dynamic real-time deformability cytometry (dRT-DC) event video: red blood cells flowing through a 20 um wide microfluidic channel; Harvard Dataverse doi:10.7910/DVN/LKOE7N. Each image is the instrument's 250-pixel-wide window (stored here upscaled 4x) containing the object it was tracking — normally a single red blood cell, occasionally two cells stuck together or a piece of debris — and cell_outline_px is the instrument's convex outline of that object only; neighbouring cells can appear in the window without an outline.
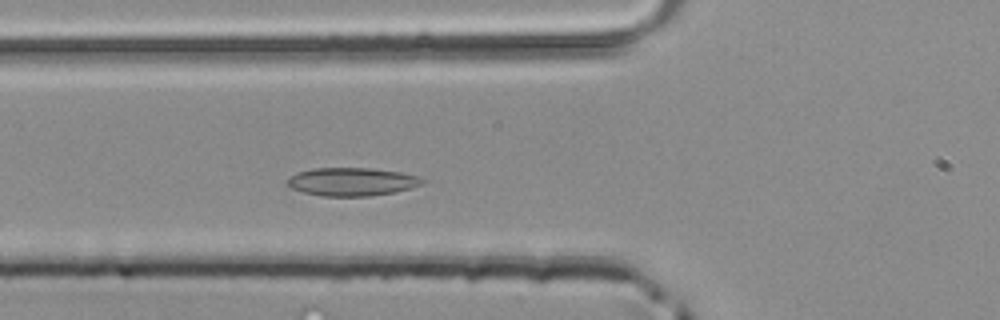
{"species": "common noctule bat (a hibernating species)", "species_latin": "Nyctalus noctula", "temperature_condition": "room temperature", "stored_images_in_passage": 26, "camera_frame_rate_fps": 3000, "um_per_image_px": 0.085, "animal": {"sex": "male", "body_mass_g": 20.4}, "frame": {"image": 1, "passage_image": 4, "time_ms": 1.0, "image_size_px": [1000, 320], "cell_outline_px": [[424, 180], [420, 184], [412, 188], [396, 192], [372, 196], [324, 196], [304, 192], [292, 188], [288, 184], [288, 180], [296, 172], [312, 168], [372, 168], [400, 172], [420, 176]], "centroid_in_image_um": [29.94, 15.44], "position_along_channel_um": 95.9, "area_um2": 22.14}}
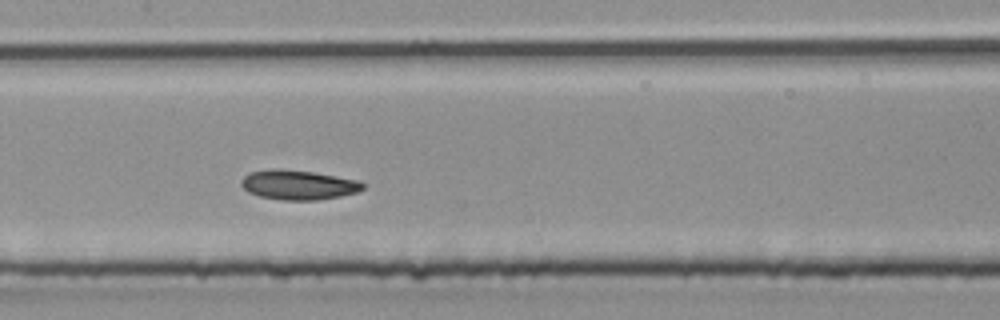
{"frame": {"image": 2, "passage_image": 10, "time_ms": 3.0, "image_size_px": [1000, 320], "cell_outline_px": [[364, 188], [356, 192], [340, 196], [316, 200], [280, 200], [260, 196], [248, 192], [240, 184], [240, 180], [248, 172], [272, 168], [276, 168], [312, 172], [360, 180], [364, 184]], "centroid_in_image_um": [25.32, 15.7], "position_along_channel_um": 182.1, "area_um2": 21.04}}
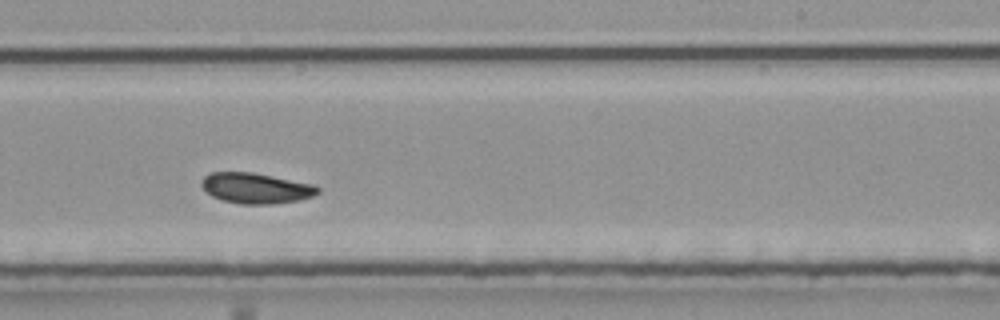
{"frame": {"image": 3, "passage_image": 16, "time_ms": 5.0, "image_size_px": [1000, 320], "cell_outline_px": [[320, 192], [312, 196], [300, 200], [272, 204], [240, 204], [224, 200], [212, 196], [200, 184], [200, 180], [208, 172], [252, 172], [312, 184], [320, 188]], "centroid_in_image_um": [21.73, 15.99], "position_along_channel_um": 267.3, "area_um2": 20.63}}